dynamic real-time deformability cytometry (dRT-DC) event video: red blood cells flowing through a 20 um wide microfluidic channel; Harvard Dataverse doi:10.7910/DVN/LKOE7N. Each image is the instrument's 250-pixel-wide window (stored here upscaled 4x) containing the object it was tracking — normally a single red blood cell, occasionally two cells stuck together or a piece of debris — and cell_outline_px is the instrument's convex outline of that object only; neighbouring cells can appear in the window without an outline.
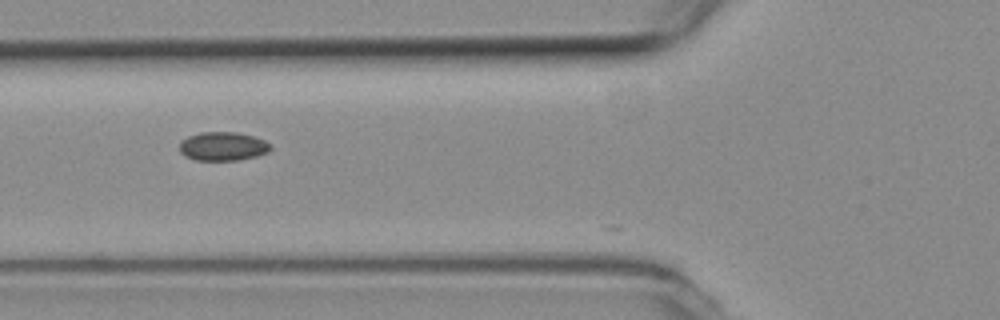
{"species": "common noctule bat (a hibernating species)", "species_latin": "Nyctalus noctula", "temperature_condition": "room temperature", "stored_images_in_passage": 33, "camera_frame_rate_fps": 3000, "um_per_image_px": 0.085, "animal": {"sex": "female", "body_mass_g": 19.3, "forearm_length_mm": 54.1}, "frame": {"image": 1, "passage_image": 3, "time_ms": 0.667, "image_size_px": [1000, 320], "cell_outline_px": [[272, 148], [268, 152], [256, 156], [240, 160], [196, 160], [184, 156], [180, 152], [180, 140], [188, 136], [200, 132], [236, 132], [252, 136], [264, 140], [272, 144]], "centroid_in_image_um": [18.94, 12.43], "position_along_channel_um": 106.9, "area_um2": 15.37}}
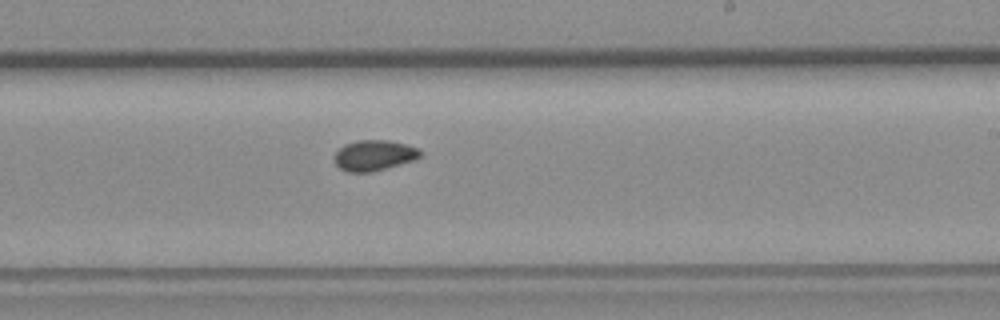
{"frame": {"image": 2, "passage_image": 15, "time_ms": 4.667, "image_size_px": [1000, 320], "cell_outline_px": [[420, 156], [412, 160], [372, 172], [348, 172], [340, 168], [336, 164], [336, 152], [344, 144], [360, 140], [388, 140], [404, 144], [416, 148], [420, 152]], "centroid_in_image_um": [31.76, 13.2], "position_along_channel_um": 257.2, "area_um2": 14.85}}
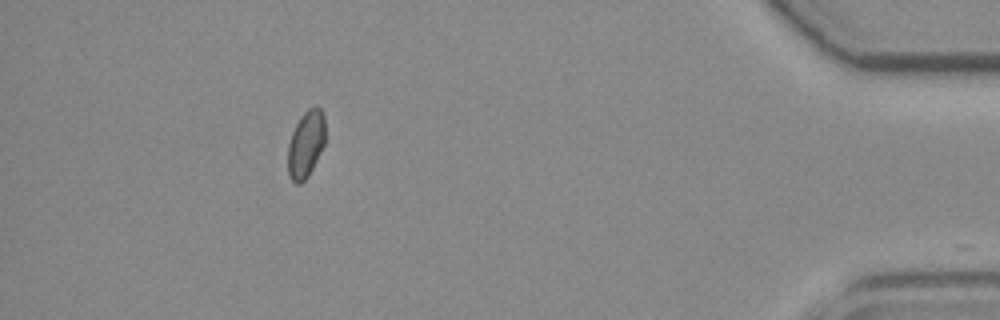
{"frame": {"image": 3, "passage_image": 32, "time_ms": 10.333, "image_size_px": [1000, 320], "cell_outline_px": [[324, 144], [308, 176], [300, 184], [296, 184], [292, 180], [288, 172], [288, 144], [292, 132], [300, 116], [308, 108], [316, 104], [320, 108], [324, 116]], "centroid_in_image_um": [25.99, 12.22], "position_along_channel_um": 409.2, "area_um2": 14.51}}